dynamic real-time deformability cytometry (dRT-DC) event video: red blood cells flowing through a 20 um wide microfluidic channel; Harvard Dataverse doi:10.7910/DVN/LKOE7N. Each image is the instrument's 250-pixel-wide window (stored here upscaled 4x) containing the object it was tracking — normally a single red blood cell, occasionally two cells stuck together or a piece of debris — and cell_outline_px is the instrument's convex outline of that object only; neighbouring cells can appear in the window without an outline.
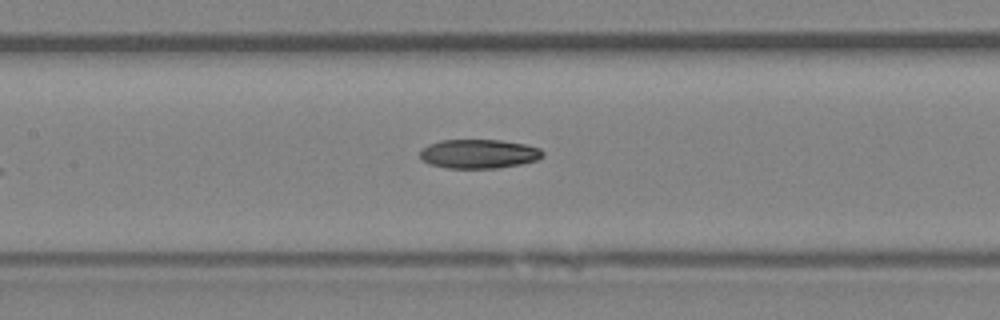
{"species": "Egyptian fruit bat (a non-hibernating species)", "species_latin": "Rousettus aegyptiacus", "temperature_condition": "room temperature", "stored_images_in_passage": 7, "camera_frame_rate_fps": 3000, "um_per_image_px": 0.085, "animal": {"sex": "female"}, "frame": {"image": 1, "passage_image": 7, "time_ms": 8.0, "image_size_px": [1000, 320], "cell_outline_px": [[544, 152], [536, 160], [520, 164], [496, 168], [448, 168], [428, 164], [420, 160], [420, 148], [428, 144], [440, 140], [500, 140], [524, 144], [540, 148]], "centroid_in_image_um": [40.62, 13.07], "position_along_channel_um": 166.8, "area_um2": 20.87}}